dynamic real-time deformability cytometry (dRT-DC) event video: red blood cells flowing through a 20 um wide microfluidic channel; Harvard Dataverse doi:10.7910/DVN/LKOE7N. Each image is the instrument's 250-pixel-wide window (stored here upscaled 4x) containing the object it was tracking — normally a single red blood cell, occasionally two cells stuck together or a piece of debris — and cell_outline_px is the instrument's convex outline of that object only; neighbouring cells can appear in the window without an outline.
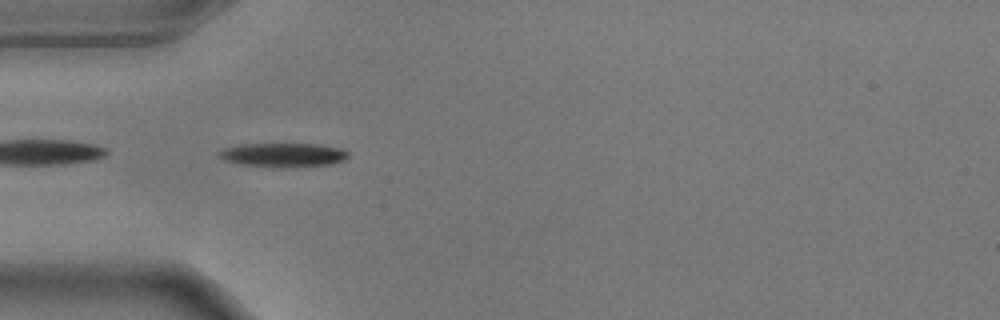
{"species": "common noctule bat (a hibernating species)", "species_latin": "Nyctalus noctula", "temperature_condition": "warm", "stored_images_in_passage": 8, "camera_frame_rate_fps": 3000, "um_per_image_px": 0.085, "animal": {"sex": "male", "body_mass_g": 17.9}, "frame": {"image": 1, "passage_image": 2, "time_ms": 0.333, "image_size_px": [1000, 320], "cell_outline_px": [[348, 156], [344, 160], [332, 164], [272, 168], [240, 164], [224, 160], [220, 156], [220, 152], [224, 148], [240, 144], [320, 144], [340, 148], [348, 152]], "centroid_in_image_um": [24.08, 13.17], "position_along_channel_um": 60.9, "area_um2": 18.03}}
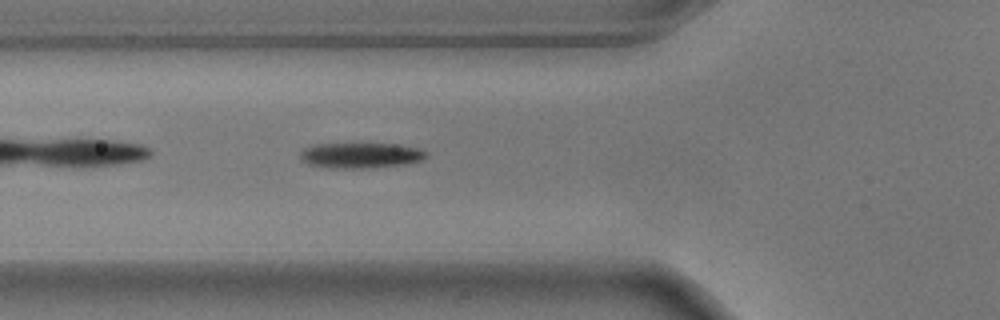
{"frame": {"image": 2, "passage_image": 5, "time_ms": 1.333, "image_size_px": [1000, 320], "cell_outline_px": [[428, 156], [420, 160], [404, 164], [372, 168], [328, 168], [308, 164], [300, 160], [300, 152], [304, 148], [316, 144], [396, 144], [420, 148], [428, 152]], "centroid_in_image_um": [30.65, 13.21], "position_along_channel_um": 95.2, "area_um2": 18.79}}